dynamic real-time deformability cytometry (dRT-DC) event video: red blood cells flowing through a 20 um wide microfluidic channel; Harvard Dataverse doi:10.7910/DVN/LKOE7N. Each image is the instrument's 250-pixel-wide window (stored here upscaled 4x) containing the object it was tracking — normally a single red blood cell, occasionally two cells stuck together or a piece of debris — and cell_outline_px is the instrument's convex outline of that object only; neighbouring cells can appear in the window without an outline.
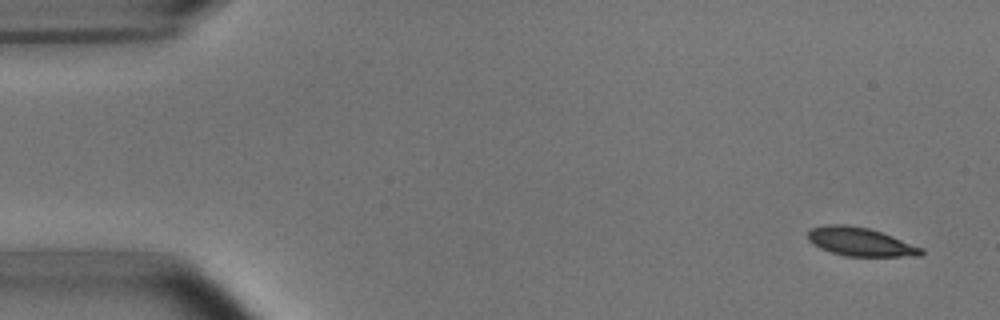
{"species": "common noctule bat (a hibernating species)", "species_latin": "Nyctalus noctula", "temperature_condition": "room temperature", "stored_images_in_passage": 4, "camera_frame_rate_fps": 3000, "um_per_image_px": 0.085, "animal": {"sex": "male", "body_mass_g": 15.6}, "frame": {"image": 1, "passage_image": 1, "time_ms": 0.0, "image_size_px": [1000, 320], "cell_outline_px": [[924, 252], [920, 256], [844, 256], [820, 248], [812, 244], [808, 240], [808, 232], [812, 228], [828, 224], [844, 224], [868, 228], [892, 236], [924, 248]], "centroid_in_image_um": [73.13, 20.56], "position_along_channel_um": 11.9, "area_um2": 18.79}}
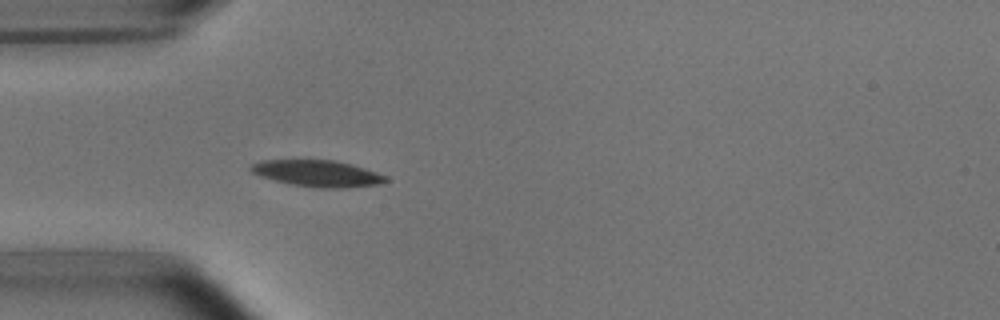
{"frame": {"image": 2, "passage_image": 4, "time_ms": 4.333, "image_size_px": [1000, 320], "cell_outline_px": [[388, 180], [380, 184], [348, 188], [320, 188], [288, 184], [260, 176], [252, 172], [248, 168], [252, 164], [260, 160], [336, 160], [352, 164], [388, 176]], "centroid_in_image_um": [26.99, 14.74], "position_along_channel_um": 58.0, "area_um2": 20.98}}